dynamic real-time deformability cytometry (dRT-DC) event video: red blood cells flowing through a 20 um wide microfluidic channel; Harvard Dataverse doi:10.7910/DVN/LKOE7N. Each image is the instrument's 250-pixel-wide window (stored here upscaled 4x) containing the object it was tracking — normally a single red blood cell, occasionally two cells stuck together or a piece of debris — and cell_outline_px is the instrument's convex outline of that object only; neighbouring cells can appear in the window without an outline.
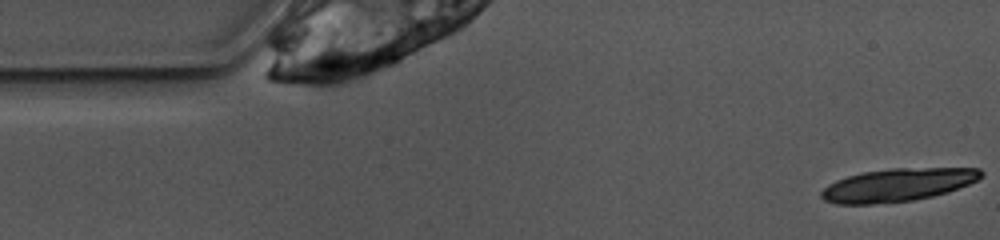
{"species": "common noctule bat (a hibernating species)", "species_latin": "Nyctalus noctula", "temperature_condition": "warm", "stored_images_in_passage": 6, "camera_frame_rate_fps": 3000, "um_per_image_px": 0.085, "animal": {"sex": "female", "body_mass_g": 10.0, "forearm_length_mm": 53.1}, "frame": {"image": 1, "passage_image": 1, "time_ms": 0.0, "image_size_px": [1000, 240], "cell_outline_px": [[984, 176], [968, 184], [948, 192], [932, 196], [912, 200], [872, 204], [836, 204], [824, 200], [820, 196], [820, 192], [828, 184], [836, 180], [848, 176], [864, 172], [892, 168], [980, 168], [984, 172]], "centroid_in_image_um": [76.3, 15.71], "position_along_channel_um": 8.7, "area_um2": 30.63}}